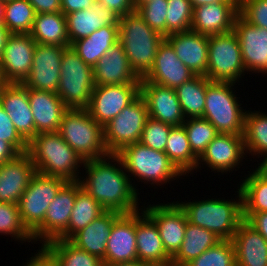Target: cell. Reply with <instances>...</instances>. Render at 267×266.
I'll return each instance as SVG.
<instances>
[{
    "mask_svg": "<svg viewBox=\"0 0 267 266\" xmlns=\"http://www.w3.org/2000/svg\"><path fill=\"white\" fill-rule=\"evenodd\" d=\"M83 168L86 176L79 178L81 187L106 211L129 214L141 210L138 189L118 154L84 160Z\"/></svg>",
    "mask_w": 267,
    "mask_h": 266,
    "instance_id": "obj_1",
    "label": "cell"
},
{
    "mask_svg": "<svg viewBox=\"0 0 267 266\" xmlns=\"http://www.w3.org/2000/svg\"><path fill=\"white\" fill-rule=\"evenodd\" d=\"M28 154L36 172L79 181L84 160L65 142L60 133H37L28 143ZM81 166V167H80Z\"/></svg>",
    "mask_w": 267,
    "mask_h": 266,
    "instance_id": "obj_2",
    "label": "cell"
},
{
    "mask_svg": "<svg viewBox=\"0 0 267 266\" xmlns=\"http://www.w3.org/2000/svg\"><path fill=\"white\" fill-rule=\"evenodd\" d=\"M236 192L238 200L208 198L201 201L176 202L185 212L188 222L209 230L221 240H231L244 220L242 194L239 188Z\"/></svg>",
    "mask_w": 267,
    "mask_h": 266,
    "instance_id": "obj_3",
    "label": "cell"
},
{
    "mask_svg": "<svg viewBox=\"0 0 267 266\" xmlns=\"http://www.w3.org/2000/svg\"><path fill=\"white\" fill-rule=\"evenodd\" d=\"M118 27L119 42L130 67L142 79L153 68L158 47L165 37L145 23L136 10L121 16Z\"/></svg>",
    "mask_w": 267,
    "mask_h": 266,
    "instance_id": "obj_4",
    "label": "cell"
},
{
    "mask_svg": "<svg viewBox=\"0 0 267 266\" xmlns=\"http://www.w3.org/2000/svg\"><path fill=\"white\" fill-rule=\"evenodd\" d=\"M117 154L121 157L131 181L136 179L137 182L146 183L145 185L160 187L183 176L165 152L151 149L140 142L125 146Z\"/></svg>",
    "mask_w": 267,
    "mask_h": 266,
    "instance_id": "obj_5",
    "label": "cell"
},
{
    "mask_svg": "<svg viewBox=\"0 0 267 266\" xmlns=\"http://www.w3.org/2000/svg\"><path fill=\"white\" fill-rule=\"evenodd\" d=\"M235 83L213 82L207 78L203 118L210 121L218 133L244 134L246 111L236 96ZM234 87V88H233ZM234 91V92H233Z\"/></svg>",
    "mask_w": 267,
    "mask_h": 266,
    "instance_id": "obj_6",
    "label": "cell"
},
{
    "mask_svg": "<svg viewBox=\"0 0 267 266\" xmlns=\"http://www.w3.org/2000/svg\"><path fill=\"white\" fill-rule=\"evenodd\" d=\"M58 132L83 160L109 154L104 143L103 127L87 109L68 108L62 116Z\"/></svg>",
    "mask_w": 267,
    "mask_h": 266,
    "instance_id": "obj_7",
    "label": "cell"
},
{
    "mask_svg": "<svg viewBox=\"0 0 267 266\" xmlns=\"http://www.w3.org/2000/svg\"><path fill=\"white\" fill-rule=\"evenodd\" d=\"M60 74L56 94L67 108L86 109L96 86L93 68L68 47L61 59Z\"/></svg>",
    "mask_w": 267,
    "mask_h": 266,
    "instance_id": "obj_8",
    "label": "cell"
},
{
    "mask_svg": "<svg viewBox=\"0 0 267 266\" xmlns=\"http://www.w3.org/2000/svg\"><path fill=\"white\" fill-rule=\"evenodd\" d=\"M208 38L206 77L213 82L240 83L239 80L244 78L246 69L235 31L208 36Z\"/></svg>",
    "mask_w": 267,
    "mask_h": 266,
    "instance_id": "obj_9",
    "label": "cell"
},
{
    "mask_svg": "<svg viewBox=\"0 0 267 266\" xmlns=\"http://www.w3.org/2000/svg\"><path fill=\"white\" fill-rule=\"evenodd\" d=\"M67 181L36 172L18 203L21 220L32 234L45 219L49 204Z\"/></svg>",
    "mask_w": 267,
    "mask_h": 266,
    "instance_id": "obj_10",
    "label": "cell"
},
{
    "mask_svg": "<svg viewBox=\"0 0 267 266\" xmlns=\"http://www.w3.org/2000/svg\"><path fill=\"white\" fill-rule=\"evenodd\" d=\"M148 118L147 104L139 95L103 127L108 153L117 154L125 146L139 142Z\"/></svg>",
    "mask_w": 267,
    "mask_h": 266,
    "instance_id": "obj_11",
    "label": "cell"
},
{
    "mask_svg": "<svg viewBox=\"0 0 267 266\" xmlns=\"http://www.w3.org/2000/svg\"><path fill=\"white\" fill-rule=\"evenodd\" d=\"M79 181H67L49 204L44 222L32 233L34 244L40 241L42 248L49 241L57 239L68 227L73 210Z\"/></svg>",
    "mask_w": 267,
    "mask_h": 266,
    "instance_id": "obj_12",
    "label": "cell"
},
{
    "mask_svg": "<svg viewBox=\"0 0 267 266\" xmlns=\"http://www.w3.org/2000/svg\"><path fill=\"white\" fill-rule=\"evenodd\" d=\"M139 95L140 84L98 85L86 109L104 127Z\"/></svg>",
    "mask_w": 267,
    "mask_h": 266,
    "instance_id": "obj_13",
    "label": "cell"
},
{
    "mask_svg": "<svg viewBox=\"0 0 267 266\" xmlns=\"http://www.w3.org/2000/svg\"><path fill=\"white\" fill-rule=\"evenodd\" d=\"M163 203L141 207H144L143 211L155 222L164 249L173 258L181 248L188 221L185 212L176 201Z\"/></svg>",
    "mask_w": 267,
    "mask_h": 266,
    "instance_id": "obj_14",
    "label": "cell"
},
{
    "mask_svg": "<svg viewBox=\"0 0 267 266\" xmlns=\"http://www.w3.org/2000/svg\"><path fill=\"white\" fill-rule=\"evenodd\" d=\"M245 157L243 135L219 133L208 145L205 152L198 159L196 172L199 168H210L214 173L233 172L239 168ZM204 164V165H203ZM200 165V166H199ZM202 165V167H201Z\"/></svg>",
    "mask_w": 267,
    "mask_h": 266,
    "instance_id": "obj_15",
    "label": "cell"
},
{
    "mask_svg": "<svg viewBox=\"0 0 267 266\" xmlns=\"http://www.w3.org/2000/svg\"><path fill=\"white\" fill-rule=\"evenodd\" d=\"M68 47L36 43L30 74L23 84L27 88L57 92L61 59Z\"/></svg>",
    "mask_w": 267,
    "mask_h": 266,
    "instance_id": "obj_16",
    "label": "cell"
},
{
    "mask_svg": "<svg viewBox=\"0 0 267 266\" xmlns=\"http://www.w3.org/2000/svg\"><path fill=\"white\" fill-rule=\"evenodd\" d=\"M233 30L239 40L247 74H267V28L251 25L238 15Z\"/></svg>",
    "mask_w": 267,
    "mask_h": 266,
    "instance_id": "obj_17",
    "label": "cell"
},
{
    "mask_svg": "<svg viewBox=\"0 0 267 266\" xmlns=\"http://www.w3.org/2000/svg\"><path fill=\"white\" fill-rule=\"evenodd\" d=\"M35 47L36 42L31 34L11 33L0 60L7 83H23L28 77Z\"/></svg>",
    "mask_w": 267,
    "mask_h": 266,
    "instance_id": "obj_18",
    "label": "cell"
},
{
    "mask_svg": "<svg viewBox=\"0 0 267 266\" xmlns=\"http://www.w3.org/2000/svg\"><path fill=\"white\" fill-rule=\"evenodd\" d=\"M140 95L145 100L151 119L171 126H181L185 117L175 89L151 82H140Z\"/></svg>",
    "mask_w": 267,
    "mask_h": 266,
    "instance_id": "obj_19",
    "label": "cell"
},
{
    "mask_svg": "<svg viewBox=\"0 0 267 266\" xmlns=\"http://www.w3.org/2000/svg\"><path fill=\"white\" fill-rule=\"evenodd\" d=\"M35 173L36 168L28 152L0 165V202L18 205Z\"/></svg>",
    "mask_w": 267,
    "mask_h": 266,
    "instance_id": "obj_20",
    "label": "cell"
},
{
    "mask_svg": "<svg viewBox=\"0 0 267 266\" xmlns=\"http://www.w3.org/2000/svg\"><path fill=\"white\" fill-rule=\"evenodd\" d=\"M194 76L195 74L179 60L171 44L164 39L158 47L153 68L141 82L176 89Z\"/></svg>",
    "mask_w": 267,
    "mask_h": 266,
    "instance_id": "obj_21",
    "label": "cell"
},
{
    "mask_svg": "<svg viewBox=\"0 0 267 266\" xmlns=\"http://www.w3.org/2000/svg\"><path fill=\"white\" fill-rule=\"evenodd\" d=\"M0 105L19 135L29 143L35 137L36 130L27 87L23 83H7L0 96Z\"/></svg>",
    "mask_w": 267,
    "mask_h": 266,
    "instance_id": "obj_22",
    "label": "cell"
},
{
    "mask_svg": "<svg viewBox=\"0 0 267 266\" xmlns=\"http://www.w3.org/2000/svg\"><path fill=\"white\" fill-rule=\"evenodd\" d=\"M138 260L136 248V212L122 214L111 228L107 239L106 264L133 262Z\"/></svg>",
    "mask_w": 267,
    "mask_h": 266,
    "instance_id": "obj_23",
    "label": "cell"
},
{
    "mask_svg": "<svg viewBox=\"0 0 267 266\" xmlns=\"http://www.w3.org/2000/svg\"><path fill=\"white\" fill-rule=\"evenodd\" d=\"M239 15V3H214L193 8L191 31L205 36L230 32Z\"/></svg>",
    "mask_w": 267,
    "mask_h": 266,
    "instance_id": "obj_24",
    "label": "cell"
},
{
    "mask_svg": "<svg viewBox=\"0 0 267 266\" xmlns=\"http://www.w3.org/2000/svg\"><path fill=\"white\" fill-rule=\"evenodd\" d=\"M136 248L138 261L150 266H171L172 258L164 249L159 230L142 207L136 212Z\"/></svg>",
    "mask_w": 267,
    "mask_h": 266,
    "instance_id": "obj_25",
    "label": "cell"
},
{
    "mask_svg": "<svg viewBox=\"0 0 267 266\" xmlns=\"http://www.w3.org/2000/svg\"><path fill=\"white\" fill-rule=\"evenodd\" d=\"M95 85L140 84L130 67L123 45H113L93 67Z\"/></svg>",
    "mask_w": 267,
    "mask_h": 266,
    "instance_id": "obj_26",
    "label": "cell"
},
{
    "mask_svg": "<svg viewBox=\"0 0 267 266\" xmlns=\"http://www.w3.org/2000/svg\"><path fill=\"white\" fill-rule=\"evenodd\" d=\"M165 39L174 48L179 60L195 75L206 76L208 65V36L193 31L173 33Z\"/></svg>",
    "mask_w": 267,
    "mask_h": 266,
    "instance_id": "obj_27",
    "label": "cell"
},
{
    "mask_svg": "<svg viewBox=\"0 0 267 266\" xmlns=\"http://www.w3.org/2000/svg\"><path fill=\"white\" fill-rule=\"evenodd\" d=\"M70 44L88 37L104 26H118L120 16L95 1L89 9L65 15Z\"/></svg>",
    "mask_w": 267,
    "mask_h": 266,
    "instance_id": "obj_28",
    "label": "cell"
},
{
    "mask_svg": "<svg viewBox=\"0 0 267 266\" xmlns=\"http://www.w3.org/2000/svg\"><path fill=\"white\" fill-rule=\"evenodd\" d=\"M36 134L57 132L68 109L55 92L27 88Z\"/></svg>",
    "mask_w": 267,
    "mask_h": 266,
    "instance_id": "obj_29",
    "label": "cell"
},
{
    "mask_svg": "<svg viewBox=\"0 0 267 266\" xmlns=\"http://www.w3.org/2000/svg\"><path fill=\"white\" fill-rule=\"evenodd\" d=\"M236 266H267V240L245 220L231 239Z\"/></svg>",
    "mask_w": 267,
    "mask_h": 266,
    "instance_id": "obj_30",
    "label": "cell"
},
{
    "mask_svg": "<svg viewBox=\"0 0 267 266\" xmlns=\"http://www.w3.org/2000/svg\"><path fill=\"white\" fill-rule=\"evenodd\" d=\"M121 215V213L116 211H105L84 229L77 232L69 241L77 248L98 256L103 260L111 228Z\"/></svg>",
    "mask_w": 267,
    "mask_h": 266,
    "instance_id": "obj_31",
    "label": "cell"
},
{
    "mask_svg": "<svg viewBox=\"0 0 267 266\" xmlns=\"http://www.w3.org/2000/svg\"><path fill=\"white\" fill-rule=\"evenodd\" d=\"M118 42L119 27L104 26L88 37L72 42L70 47L87 65L93 68L98 60Z\"/></svg>",
    "mask_w": 267,
    "mask_h": 266,
    "instance_id": "obj_32",
    "label": "cell"
},
{
    "mask_svg": "<svg viewBox=\"0 0 267 266\" xmlns=\"http://www.w3.org/2000/svg\"><path fill=\"white\" fill-rule=\"evenodd\" d=\"M30 34L39 44L70 47L66 17L62 11L36 14Z\"/></svg>",
    "mask_w": 267,
    "mask_h": 266,
    "instance_id": "obj_33",
    "label": "cell"
},
{
    "mask_svg": "<svg viewBox=\"0 0 267 266\" xmlns=\"http://www.w3.org/2000/svg\"><path fill=\"white\" fill-rule=\"evenodd\" d=\"M221 239L209 230L187 222L181 248L171 260V266H185Z\"/></svg>",
    "mask_w": 267,
    "mask_h": 266,
    "instance_id": "obj_34",
    "label": "cell"
},
{
    "mask_svg": "<svg viewBox=\"0 0 267 266\" xmlns=\"http://www.w3.org/2000/svg\"><path fill=\"white\" fill-rule=\"evenodd\" d=\"M106 210L90 194L80 187L76 193L73 210L67 229L57 238L70 240L77 232L84 229Z\"/></svg>",
    "mask_w": 267,
    "mask_h": 266,
    "instance_id": "obj_35",
    "label": "cell"
},
{
    "mask_svg": "<svg viewBox=\"0 0 267 266\" xmlns=\"http://www.w3.org/2000/svg\"><path fill=\"white\" fill-rule=\"evenodd\" d=\"M42 249L54 261L55 266H102V260L87 251L77 248L69 240L55 239Z\"/></svg>",
    "mask_w": 267,
    "mask_h": 266,
    "instance_id": "obj_36",
    "label": "cell"
},
{
    "mask_svg": "<svg viewBox=\"0 0 267 266\" xmlns=\"http://www.w3.org/2000/svg\"><path fill=\"white\" fill-rule=\"evenodd\" d=\"M164 152L184 176L193 174L198 158L192 153L183 125L172 127Z\"/></svg>",
    "mask_w": 267,
    "mask_h": 266,
    "instance_id": "obj_37",
    "label": "cell"
},
{
    "mask_svg": "<svg viewBox=\"0 0 267 266\" xmlns=\"http://www.w3.org/2000/svg\"><path fill=\"white\" fill-rule=\"evenodd\" d=\"M207 77L195 75L175 89L185 119L202 117L205 109Z\"/></svg>",
    "mask_w": 267,
    "mask_h": 266,
    "instance_id": "obj_38",
    "label": "cell"
},
{
    "mask_svg": "<svg viewBox=\"0 0 267 266\" xmlns=\"http://www.w3.org/2000/svg\"><path fill=\"white\" fill-rule=\"evenodd\" d=\"M243 139L246 154L253 158L267 151V113L246 110Z\"/></svg>",
    "mask_w": 267,
    "mask_h": 266,
    "instance_id": "obj_39",
    "label": "cell"
},
{
    "mask_svg": "<svg viewBox=\"0 0 267 266\" xmlns=\"http://www.w3.org/2000/svg\"><path fill=\"white\" fill-rule=\"evenodd\" d=\"M238 186L242 194L243 213L267 212V178L254 170Z\"/></svg>",
    "mask_w": 267,
    "mask_h": 266,
    "instance_id": "obj_40",
    "label": "cell"
},
{
    "mask_svg": "<svg viewBox=\"0 0 267 266\" xmlns=\"http://www.w3.org/2000/svg\"><path fill=\"white\" fill-rule=\"evenodd\" d=\"M35 15L28 0H11L5 2L3 23L11 33L30 34Z\"/></svg>",
    "mask_w": 267,
    "mask_h": 266,
    "instance_id": "obj_41",
    "label": "cell"
},
{
    "mask_svg": "<svg viewBox=\"0 0 267 266\" xmlns=\"http://www.w3.org/2000/svg\"><path fill=\"white\" fill-rule=\"evenodd\" d=\"M186 130L192 153L199 159L207 145L219 134L215 126L203 117L185 119Z\"/></svg>",
    "mask_w": 267,
    "mask_h": 266,
    "instance_id": "obj_42",
    "label": "cell"
},
{
    "mask_svg": "<svg viewBox=\"0 0 267 266\" xmlns=\"http://www.w3.org/2000/svg\"><path fill=\"white\" fill-rule=\"evenodd\" d=\"M0 235L13 237L21 243H34L32 234L23 224L18 205L0 202Z\"/></svg>",
    "mask_w": 267,
    "mask_h": 266,
    "instance_id": "obj_43",
    "label": "cell"
},
{
    "mask_svg": "<svg viewBox=\"0 0 267 266\" xmlns=\"http://www.w3.org/2000/svg\"><path fill=\"white\" fill-rule=\"evenodd\" d=\"M166 36L191 29L193 7L190 0H167Z\"/></svg>",
    "mask_w": 267,
    "mask_h": 266,
    "instance_id": "obj_44",
    "label": "cell"
},
{
    "mask_svg": "<svg viewBox=\"0 0 267 266\" xmlns=\"http://www.w3.org/2000/svg\"><path fill=\"white\" fill-rule=\"evenodd\" d=\"M185 266H236L235 250L231 240H221Z\"/></svg>",
    "mask_w": 267,
    "mask_h": 266,
    "instance_id": "obj_45",
    "label": "cell"
},
{
    "mask_svg": "<svg viewBox=\"0 0 267 266\" xmlns=\"http://www.w3.org/2000/svg\"><path fill=\"white\" fill-rule=\"evenodd\" d=\"M134 7L145 23L166 37L167 0H152L143 5H134Z\"/></svg>",
    "mask_w": 267,
    "mask_h": 266,
    "instance_id": "obj_46",
    "label": "cell"
},
{
    "mask_svg": "<svg viewBox=\"0 0 267 266\" xmlns=\"http://www.w3.org/2000/svg\"><path fill=\"white\" fill-rule=\"evenodd\" d=\"M172 127L173 126L171 125L149 117L146 121L139 142L151 149L164 152Z\"/></svg>",
    "mask_w": 267,
    "mask_h": 266,
    "instance_id": "obj_47",
    "label": "cell"
},
{
    "mask_svg": "<svg viewBox=\"0 0 267 266\" xmlns=\"http://www.w3.org/2000/svg\"><path fill=\"white\" fill-rule=\"evenodd\" d=\"M239 15L251 25L267 28V0H240Z\"/></svg>",
    "mask_w": 267,
    "mask_h": 266,
    "instance_id": "obj_48",
    "label": "cell"
},
{
    "mask_svg": "<svg viewBox=\"0 0 267 266\" xmlns=\"http://www.w3.org/2000/svg\"><path fill=\"white\" fill-rule=\"evenodd\" d=\"M0 139L9 142L19 153L27 152L28 143L19 135L15 126L0 105Z\"/></svg>",
    "mask_w": 267,
    "mask_h": 266,
    "instance_id": "obj_49",
    "label": "cell"
},
{
    "mask_svg": "<svg viewBox=\"0 0 267 266\" xmlns=\"http://www.w3.org/2000/svg\"><path fill=\"white\" fill-rule=\"evenodd\" d=\"M243 219L267 240V212L243 213Z\"/></svg>",
    "mask_w": 267,
    "mask_h": 266,
    "instance_id": "obj_50",
    "label": "cell"
},
{
    "mask_svg": "<svg viewBox=\"0 0 267 266\" xmlns=\"http://www.w3.org/2000/svg\"><path fill=\"white\" fill-rule=\"evenodd\" d=\"M103 7L114 11L118 16L127 15L135 10L133 0H97Z\"/></svg>",
    "mask_w": 267,
    "mask_h": 266,
    "instance_id": "obj_51",
    "label": "cell"
},
{
    "mask_svg": "<svg viewBox=\"0 0 267 266\" xmlns=\"http://www.w3.org/2000/svg\"><path fill=\"white\" fill-rule=\"evenodd\" d=\"M36 14L61 11L60 0H28Z\"/></svg>",
    "mask_w": 267,
    "mask_h": 266,
    "instance_id": "obj_52",
    "label": "cell"
},
{
    "mask_svg": "<svg viewBox=\"0 0 267 266\" xmlns=\"http://www.w3.org/2000/svg\"><path fill=\"white\" fill-rule=\"evenodd\" d=\"M96 0H60L61 11L69 13L89 9Z\"/></svg>",
    "mask_w": 267,
    "mask_h": 266,
    "instance_id": "obj_53",
    "label": "cell"
},
{
    "mask_svg": "<svg viewBox=\"0 0 267 266\" xmlns=\"http://www.w3.org/2000/svg\"><path fill=\"white\" fill-rule=\"evenodd\" d=\"M37 251L34 253V256L32 255L29 260L25 262L23 266H55L54 261L42 248L37 249Z\"/></svg>",
    "mask_w": 267,
    "mask_h": 266,
    "instance_id": "obj_54",
    "label": "cell"
},
{
    "mask_svg": "<svg viewBox=\"0 0 267 266\" xmlns=\"http://www.w3.org/2000/svg\"><path fill=\"white\" fill-rule=\"evenodd\" d=\"M20 154L9 142L0 139V165Z\"/></svg>",
    "mask_w": 267,
    "mask_h": 266,
    "instance_id": "obj_55",
    "label": "cell"
},
{
    "mask_svg": "<svg viewBox=\"0 0 267 266\" xmlns=\"http://www.w3.org/2000/svg\"><path fill=\"white\" fill-rule=\"evenodd\" d=\"M240 0H190L192 7L201 5L214 4V3H239Z\"/></svg>",
    "mask_w": 267,
    "mask_h": 266,
    "instance_id": "obj_56",
    "label": "cell"
},
{
    "mask_svg": "<svg viewBox=\"0 0 267 266\" xmlns=\"http://www.w3.org/2000/svg\"><path fill=\"white\" fill-rule=\"evenodd\" d=\"M10 35L11 32L5 26L0 27V60Z\"/></svg>",
    "mask_w": 267,
    "mask_h": 266,
    "instance_id": "obj_57",
    "label": "cell"
},
{
    "mask_svg": "<svg viewBox=\"0 0 267 266\" xmlns=\"http://www.w3.org/2000/svg\"><path fill=\"white\" fill-rule=\"evenodd\" d=\"M260 155L263 157V160L260 162V164L258 163L259 166H256V168L253 170L262 177L267 178V151L261 153Z\"/></svg>",
    "mask_w": 267,
    "mask_h": 266,
    "instance_id": "obj_58",
    "label": "cell"
},
{
    "mask_svg": "<svg viewBox=\"0 0 267 266\" xmlns=\"http://www.w3.org/2000/svg\"><path fill=\"white\" fill-rule=\"evenodd\" d=\"M102 266H150V265L136 260L133 262H122V263H115V264L103 263Z\"/></svg>",
    "mask_w": 267,
    "mask_h": 266,
    "instance_id": "obj_59",
    "label": "cell"
},
{
    "mask_svg": "<svg viewBox=\"0 0 267 266\" xmlns=\"http://www.w3.org/2000/svg\"><path fill=\"white\" fill-rule=\"evenodd\" d=\"M4 6H5V2L0 0V27H4V23H3Z\"/></svg>",
    "mask_w": 267,
    "mask_h": 266,
    "instance_id": "obj_60",
    "label": "cell"
},
{
    "mask_svg": "<svg viewBox=\"0 0 267 266\" xmlns=\"http://www.w3.org/2000/svg\"><path fill=\"white\" fill-rule=\"evenodd\" d=\"M152 0H133V4L134 5H143L146 4L148 2H151Z\"/></svg>",
    "mask_w": 267,
    "mask_h": 266,
    "instance_id": "obj_61",
    "label": "cell"
},
{
    "mask_svg": "<svg viewBox=\"0 0 267 266\" xmlns=\"http://www.w3.org/2000/svg\"><path fill=\"white\" fill-rule=\"evenodd\" d=\"M6 84H7V82L5 81L4 77H0V96H1V93H2L4 86Z\"/></svg>",
    "mask_w": 267,
    "mask_h": 266,
    "instance_id": "obj_62",
    "label": "cell"
},
{
    "mask_svg": "<svg viewBox=\"0 0 267 266\" xmlns=\"http://www.w3.org/2000/svg\"><path fill=\"white\" fill-rule=\"evenodd\" d=\"M0 77H3L1 62H0Z\"/></svg>",
    "mask_w": 267,
    "mask_h": 266,
    "instance_id": "obj_63",
    "label": "cell"
}]
</instances>
